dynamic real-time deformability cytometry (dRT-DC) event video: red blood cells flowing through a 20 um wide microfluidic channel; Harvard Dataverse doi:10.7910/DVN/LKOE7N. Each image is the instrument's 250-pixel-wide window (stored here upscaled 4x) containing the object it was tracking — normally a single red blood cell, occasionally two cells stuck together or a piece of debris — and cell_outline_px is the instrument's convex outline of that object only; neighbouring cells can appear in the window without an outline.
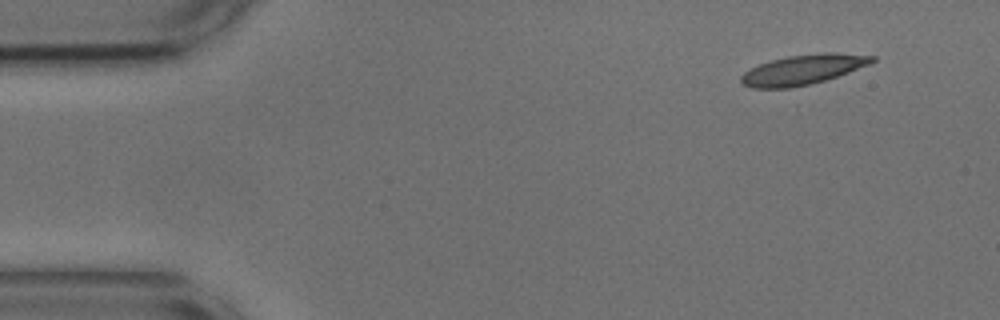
{"species": "common noctule bat (a hibernating species)", "species_latin": "Nyctalus noctula", "temperature_condition": "cold", "stored_images_in_passage": 16, "camera_frame_rate_fps": 3000, "um_per_image_px": 0.085, "animal": {"sex": "male", "body_mass_g": 17.9, "forearm_length_mm": 54.2}, "frame": {"image": 1, "passage_image": 1, "time_ms": 0.0, "image_size_px": [1000, 320], "cell_outline_px": [[876, 60], [868, 64], [848, 72], [824, 80], [792, 88], [752, 88], [744, 84], [740, 80], [740, 76], [744, 72], [760, 64], [772, 60], [788, 56], [824, 52], [832, 52], [876, 56]], "centroid_in_image_um": [68.24, 5.91], "position_along_channel_um": 16.8, "area_um2": 22.48}}
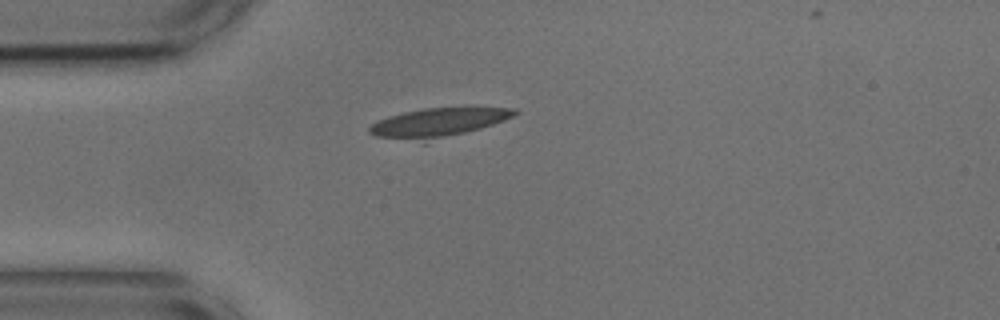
{"frame": {"image": 2, "passage_image": 10, "time_ms": 3.0, "image_size_px": [1000, 320], "cell_outline_px": [[520, 112], [504, 120], [480, 128], [424, 144], [376, 136], [368, 132], [368, 128], [376, 120], [388, 116], [404, 112], [424, 108], [516, 108]], "centroid_in_image_um": [37.15, 10.46], "position_along_channel_um": 47.9, "area_um2": 24.8}}